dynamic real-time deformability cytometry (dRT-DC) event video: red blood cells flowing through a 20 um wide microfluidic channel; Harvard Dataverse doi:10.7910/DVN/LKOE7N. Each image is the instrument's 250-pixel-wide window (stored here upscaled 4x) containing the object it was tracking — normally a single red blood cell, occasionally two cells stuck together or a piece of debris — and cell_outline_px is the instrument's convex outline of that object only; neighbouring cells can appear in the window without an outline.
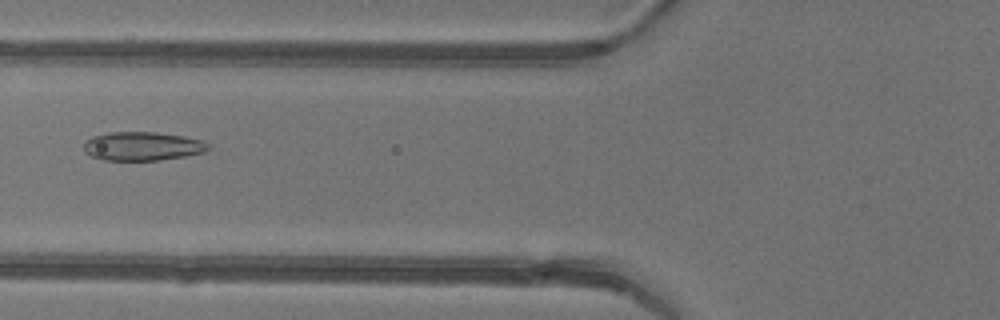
{"species": "common noctule bat (a hibernating species)", "species_latin": "Nyctalus noctula", "temperature_condition": "warm", "stored_images_in_passage": 34, "camera_frame_rate_fps": 3000, "um_per_image_px": 0.085, "animal": {"sex": "female"}, "frame": {"image": 1, "passage_image": 5, "time_ms": 1.333, "image_size_px": [1000, 320], "cell_outline_px": [[212, 148], [204, 152], [184, 156], [160, 160], [104, 160], [92, 156], [84, 152], [84, 140], [92, 136], [108, 132], [156, 132], [184, 136], [204, 140]], "centroid_in_image_um": [12.11, 12.42], "position_along_channel_um": 113.7, "area_um2": 21.04}}
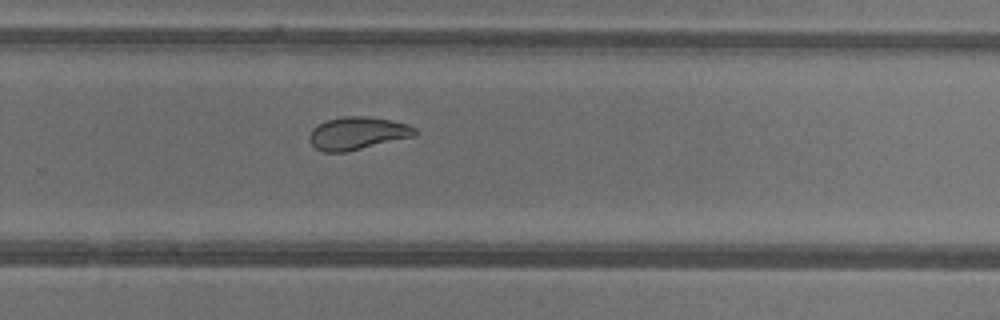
{"frame": {"image": 2, "passage_image": 18, "time_ms": 5.667, "image_size_px": [1000, 320], "cell_outline_px": [[420, 132], [416, 136], [348, 152], [324, 152], [316, 148], [308, 140], [308, 136], [312, 128], [328, 120], [344, 116], [368, 116], [408, 124], [416, 128]], "centroid_in_image_um": [30.42, 11.34], "position_along_channel_um": 299.4, "area_um2": 20.35}}
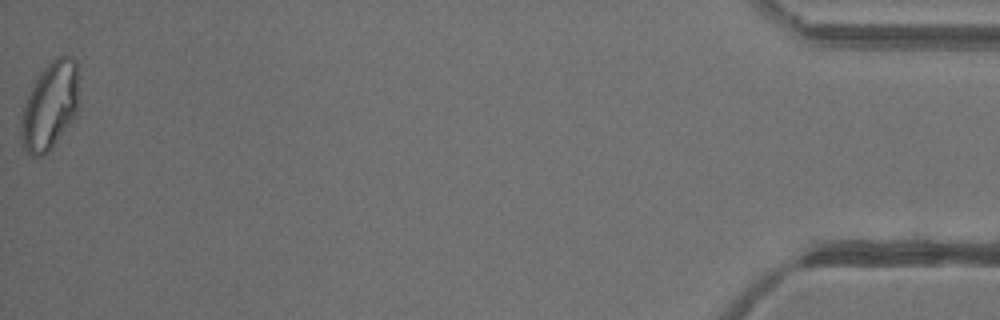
{"frame": {"image": 3, "passage_image": 34, "time_ms": 11.0, "image_size_px": [1000, 320], "cell_outline_px": [[80, 104], [72, 120], [48, 152], [44, 156], [32, 156], [24, 148], [20, 140], [20, 120], [28, 96], [36, 80], [44, 68], [56, 56], [72, 56], [76, 60]], "centroid_in_image_um": [4.26, 9.0], "position_along_channel_um": 430.9, "area_um2": 29.48}, "authors_computed_cell_mechanics": {"area_um2": 20.8947, "velocity_mm_per_s": 4.3049, "shape_relaxation_time_tau1_ms": 6.9186, "shape_relaxation_time_tau2_ms": 0.9351, "deformation_change_tau1": 0.1667, "deformation_change_tau2": 0.0505}}